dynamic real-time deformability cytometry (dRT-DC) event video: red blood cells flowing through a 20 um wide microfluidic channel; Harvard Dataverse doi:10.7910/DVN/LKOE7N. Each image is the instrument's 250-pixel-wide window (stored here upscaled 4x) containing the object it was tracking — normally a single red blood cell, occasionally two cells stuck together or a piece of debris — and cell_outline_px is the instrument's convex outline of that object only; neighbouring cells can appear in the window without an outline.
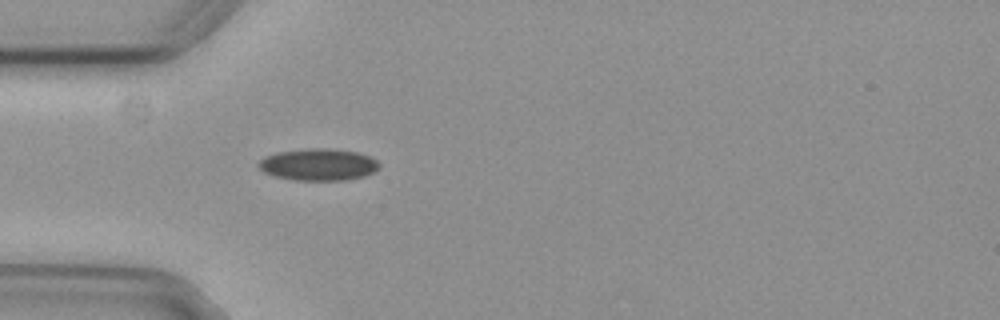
{"species": "common noctule bat (a hibernating species)", "species_latin": "Nyctalus noctula", "temperature_condition": "cold", "stored_images_in_passage": 11, "camera_frame_rate_fps": 3000, "um_per_image_px": 0.085, "animal": {"sex": "female", "body_mass_g": 29.2, "forearm_length_mm": 56.3}, "frame": {"image": 1, "passage_image": 1, "time_ms": 0.0, "image_size_px": [1000, 320], "cell_outline_px": [[380, 164], [372, 172], [364, 176], [348, 180], [296, 180], [276, 176], [264, 172], [256, 164], [264, 156], [276, 152], [312, 148], [324, 148], [356, 152], [368, 156], [376, 160]], "centroid_in_image_um": [27.02, 13.99], "position_along_channel_um": 58.0, "area_um2": 22.2}}
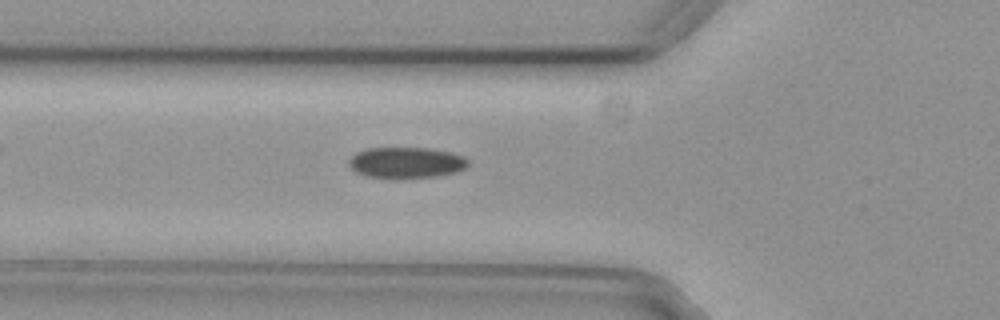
{"frame": {"image": 2, "passage_image": 4, "time_ms": 1.0, "image_size_px": [1000, 320], "cell_outline_px": [[468, 168], [456, 172], [436, 176], [396, 180], [388, 180], [364, 176], [356, 172], [348, 164], [348, 160], [356, 152], [368, 148], [428, 148], [452, 152], [464, 156], [468, 160]], "centroid_in_image_um": [34.52, 13.85], "position_along_channel_um": 91.3, "area_um2": 22.25}}
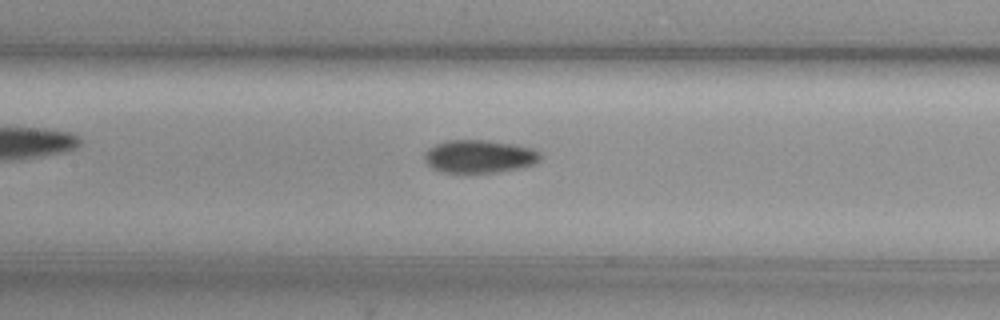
{"frame": {"image": 3, "passage_image": 10, "time_ms": 3.0, "image_size_px": [1000, 320], "cell_outline_px": [[540, 160], [532, 164], [520, 168], [500, 172], [464, 176], [440, 172], [432, 168], [424, 160], [424, 152], [428, 148], [436, 144], [448, 140], [488, 140], [512, 144], [532, 148], [540, 152]], "centroid_in_image_um": [40.68, 13.35], "position_along_channel_um": 166.7, "area_um2": 23.12}}